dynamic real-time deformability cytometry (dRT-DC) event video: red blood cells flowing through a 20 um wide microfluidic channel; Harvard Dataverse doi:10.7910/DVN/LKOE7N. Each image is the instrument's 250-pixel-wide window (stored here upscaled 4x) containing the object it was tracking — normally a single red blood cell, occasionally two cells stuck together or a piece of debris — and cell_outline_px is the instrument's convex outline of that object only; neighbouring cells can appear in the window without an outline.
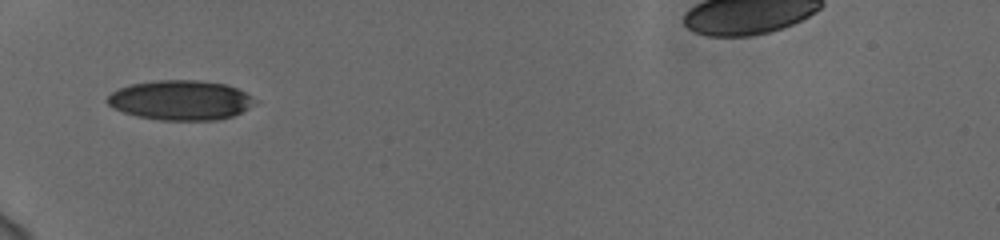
{"species": "human", "species_latin": "Homo sapiens", "temperature_condition": "cold", "stored_images_in_passage": 36, "camera_frame_rate_fps": 3000, "um_per_image_px": 0.085, "donor": {"sex": "female"}, "frame": {"image": 1, "passage_image": 1, "time_ms": 0.0, "image_size_px": [1000, 240], "cell_outline_px": [[252, 104], [248, 108], [232, 116], [216, 120], [160, 120], [140, 116], [124, 112], [108, 104], [108, 96], [112, 92], [120, 88], [132, 84], [152, 80], [200, 80], [228, 84], [244, 92], [248, 96]], "centroid_in_image_um": [15.32, 8.5], "position_along_channel_um": 69.7, "area_um2": 33.58}}
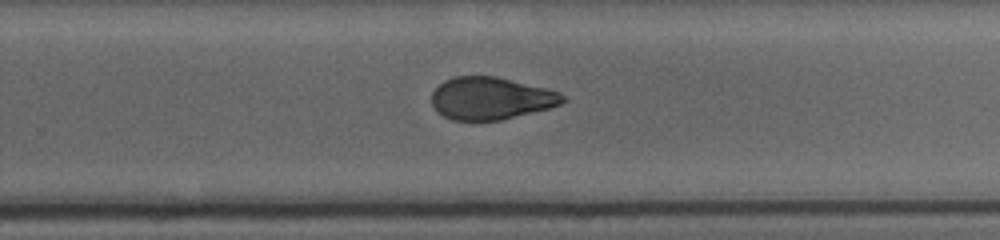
{"frame": {"image": 2, "passage_image": 19, "time_ms": 6.0, "image_size_px": [1000, 240], "cell_outline_px": [[568, 100], [560, 104], [548, 108], [500, 120], [452, 120], [436, 112], [432, 104], [432, 92], [444, 80], [456, 76], [496, 76], [548, 88], [560, 92]], "centroid_in_image_um": [41.73, 8.35], "position_along_channel_um": 288.1, "area_um2": 32.43}}
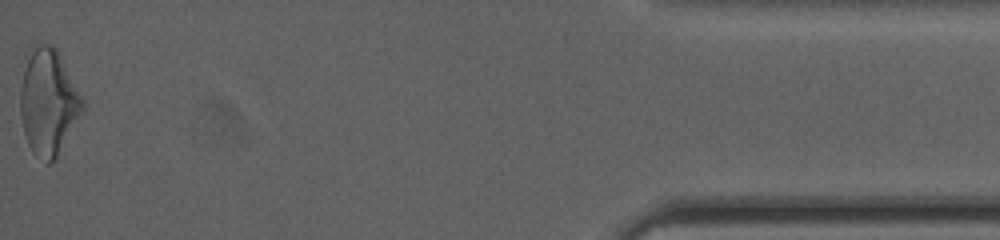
{"frame": {"image": 3, "passage_image": 36, "time_ms": 11.667, "image_size_px": [1000, 240], "cell_outline_px": [[84, 108], [56, 156], [48, 164], [32, 152], [28, 144], [24, 132], [20, 116], [20, 88], [24, 72], [32, 44], [52, 44], [56, 48], [84, 100]], "centroid_in_image_um": [4.09, 8.65], "position_along_channel_um": 431.1, "area_um2": 37.74}, "authors_computed_cell_mechanics": {"area_um2": 34.5066, "velocity_mm_per_s": 3.764, "shape_relaxation_time_tau1_ms": 7.2372, "shape_relaxation_time_tau2_ms": 2.284, "deformation_change_tau1": 0.1712, "deformation_change_tau2": 0.079}}